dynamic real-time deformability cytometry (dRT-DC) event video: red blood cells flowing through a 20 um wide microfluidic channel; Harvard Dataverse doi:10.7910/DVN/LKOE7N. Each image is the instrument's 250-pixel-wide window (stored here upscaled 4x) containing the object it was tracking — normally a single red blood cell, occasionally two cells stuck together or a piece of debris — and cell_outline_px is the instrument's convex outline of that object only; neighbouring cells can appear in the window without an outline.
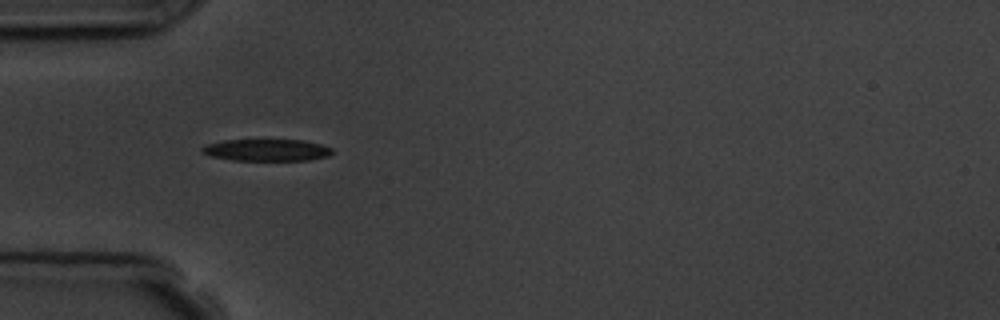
{"species": "common noctule bat (a hibernating species)", "species_latin": "Nyctalus noctula", "temperature_condition": "room temperature", "stored_images_in_passage": 5, "camera_frame_rate_fps": 3000, "um_per_image_px": 0.085, "animal": {"sex": "male", "body_mass_g": 19.5, "forearm_length_mm": 54.6}, "frame": {"image": 1, "passage_image": 4, "time_ms": 3.667, "image_size_px": [1000, 320], "cell_outline_px": [[332, 152], [328, 156], [308, 160], [232, 160], [212, 156], [200, 152], [200, 148], [204, 144], [224, 140], [304, 140], [320, 144], [332, 148]], "centroid_in_image_um": [22.62, 12.75], "position_along_channel_um": 62.4, "area_um2": 16.59}}